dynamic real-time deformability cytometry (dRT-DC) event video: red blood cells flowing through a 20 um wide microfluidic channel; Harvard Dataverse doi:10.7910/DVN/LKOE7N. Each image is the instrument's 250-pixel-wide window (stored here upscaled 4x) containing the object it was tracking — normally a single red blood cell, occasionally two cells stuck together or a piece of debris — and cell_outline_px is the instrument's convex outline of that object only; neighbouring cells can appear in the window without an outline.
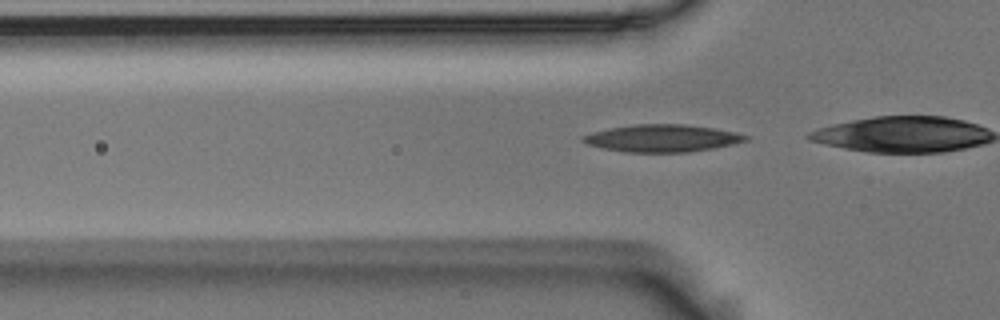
{"species": "Egyptian fruit bat (a non-hibernating species)", "species_latin": "Rousettus aegyptiacus", "temperature_condition": "room temperature", "stored_images_in_passage": 7, "segment_of_instrument_passage": [2, 2], "camera_frame_rate_fps": 3000, "um_per_image_px": 0.085, "animal": {"sex": "male"}, "frame": {"image": 1, "passage_image": 7, "time_ms": 2.0, "image_size_px": [1000, 320], "cell_outline_px": [[748, 140], [732, 144], [712, 148], [688, 152], [624, 152], [584, 144], [580, 140], [580, 136], [592, 132], [608, 128], [632, 124], [684, 124], [712, 128], [736, 132], [748, 136]], "centroid_in_image_um": [56.21, 11.74], "position_along_channel_um": 69.6, "area_um2": 25.95}}